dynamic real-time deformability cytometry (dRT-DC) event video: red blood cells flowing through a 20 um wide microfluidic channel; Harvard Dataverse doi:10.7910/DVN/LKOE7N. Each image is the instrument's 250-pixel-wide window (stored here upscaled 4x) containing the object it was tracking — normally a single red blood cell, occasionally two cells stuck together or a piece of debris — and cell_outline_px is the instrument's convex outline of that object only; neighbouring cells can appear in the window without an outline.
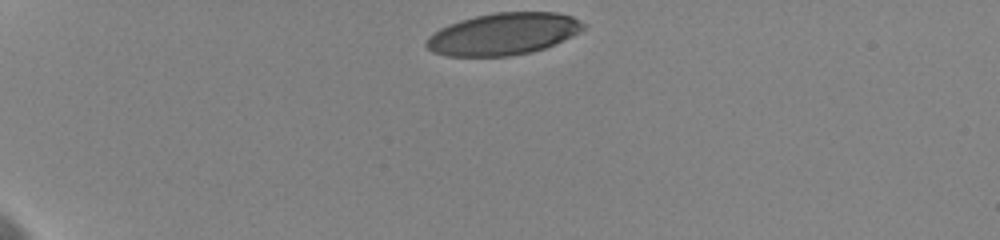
{"species": "human", "species_latin": "Homo sapiens", "temperature_condition": "cold", "stored_images_in_passage": 31, "camera_frame_rate_fps": 3000, "um_per_image_px": 0.085, "donor": {"sex": "female"}, "frame": {"image": 1, "passage_image": 1, "time_ms": 0.0, "image_size_px": [1000, 240], "cell_outline_px": [[588, 24], [580, 32], [544, 48], [532, 52], [508, 56], [448, 56], [432, 52], [424, 44], [428, 36], [440, 28], [448, 24], [460, 20], [476, 16], [496, 12], [556, 12], [572, 16]], "centroid_in_image_um": [42.77, 2.88], "position_along_channel_um": 42.2, "area_um2": 38.44}}
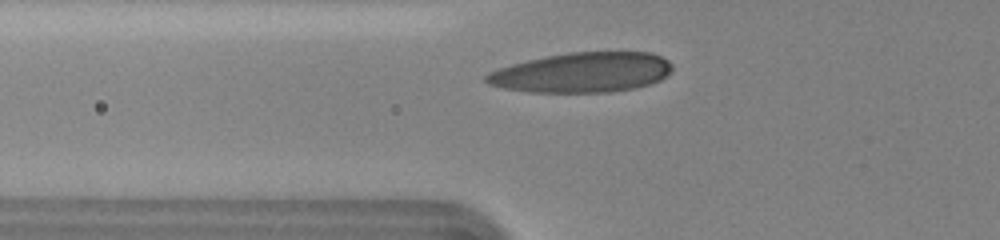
{"frame": {"image": 2, "passage_image": 16, "time_ms": 2.667, "image_size_px": [1000, 240], "cell_outline_px": [[672, 72], [660, 80], [636, 88], [608, 92], [528, 92], [504, 88], [488, 84], [484, 80], [484, 76], [488, 72], [512, 64], [528, 60], [568, 52], [652, 52], [668, 60], [672, 64]], "centroid_in_image_um": [49.5, 6.16], "position_along_channel_um": 76.3, "area_um2": 43.35}}